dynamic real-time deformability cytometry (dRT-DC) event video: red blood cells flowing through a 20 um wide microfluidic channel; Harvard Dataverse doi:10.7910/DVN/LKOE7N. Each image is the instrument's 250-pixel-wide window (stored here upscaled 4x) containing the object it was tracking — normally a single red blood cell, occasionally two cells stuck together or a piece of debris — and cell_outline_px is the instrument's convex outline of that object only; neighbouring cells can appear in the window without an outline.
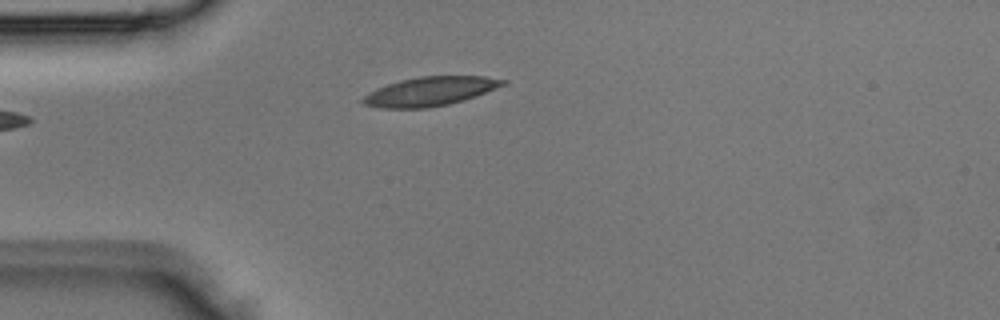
{"species": "Egyptian fruit bat (a non-hibernating species)", "species_latin": "Rousettus aegyptiacus", "temperature_condition": "room temperature", "stored_images_in_passage": 2, "camera_frame_rate_fps": 3000, "um_per_image_px": 0.085, "animal": {"sex": "male"}, "frame": {"image": 1, "passage_image": 2, "time_ms": 0.333, "image_size_px": [1000, 320], "cell_outline_px": [[508, 84], [476, 96], [464, 100], [448, 104], [428, 108], [380, 108], [364, 104], [360, 100], [364, 96], [388, 84], [400, 80], [420, 76], [484, 76], [508, 80]], "centroid_in_image_um": [36.62, 7.76], "position_along_channel_um": 48.4, "area_um2": 23.58}}